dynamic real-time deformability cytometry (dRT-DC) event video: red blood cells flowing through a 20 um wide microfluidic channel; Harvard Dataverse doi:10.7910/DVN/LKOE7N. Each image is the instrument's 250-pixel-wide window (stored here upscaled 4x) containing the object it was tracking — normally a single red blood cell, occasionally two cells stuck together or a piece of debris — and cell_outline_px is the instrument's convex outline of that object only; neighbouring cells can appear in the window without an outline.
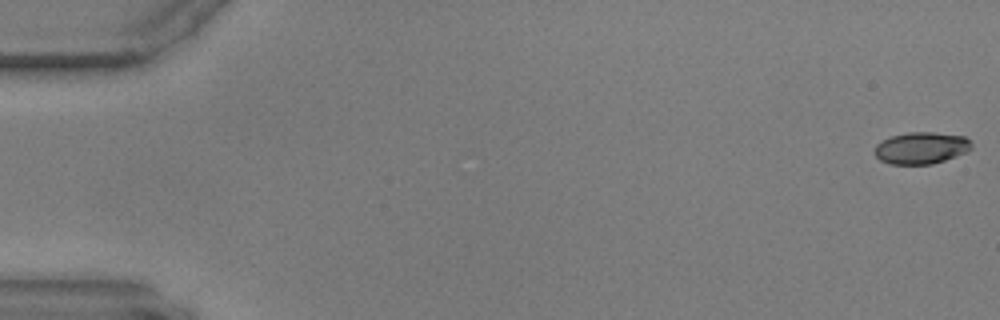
{"species": "common noctule bat (a hibernating species)", "species_latin": "Nyctalus noctula", "temperature_condition": "warm", "stored_images_in_passage": 58, "camera_frame_rate_fps": 3000, "um_per_image_px": 0.085, "animal": {"sex": "male", "body_mass_g": 17.9, "forearm_length_mm": 54.2}, "frame": {"image": 1, "passage_image": 1, "time_ms": 0.0, "image_size_px": [1000, 320], "cell_outline_px": [[972, 148], [968, 152], [932, 164], [888, 164], [880, 160], [876, 156], [876, 144], [892, 136], [908, 132], [932, 132], [964, 136], [972, 140]], "centroid_in_image_um": [78.35, 12.58], "position_along_channel_um": 6.7, "area_um2": 17.98}}
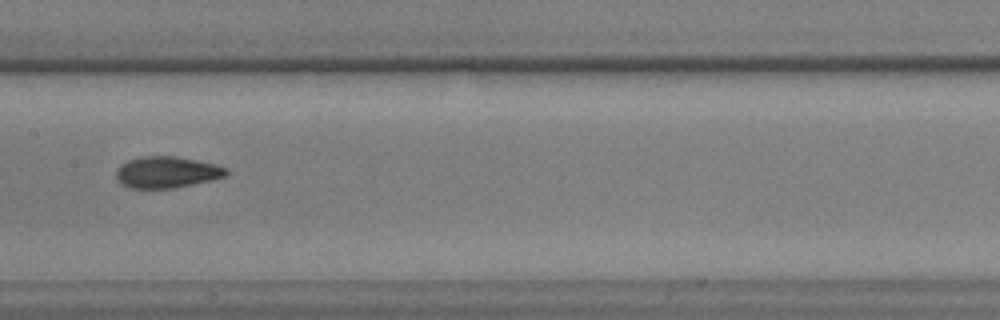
{"frame": {"image": 2, "passage_image": 30, "time_ms": 9.667, "image_size_px": [1000, 320], "cell_outline_px": [[228, 176], [212, 180], [172, 188], [128, 188], [120, 184], [116, 180], [116, 168], [120, 164], [128, 160], [140, 156], [176, 156], [216, 164], [228, 168]], "centroid_in_image_um": [14.16, 14.63], "position_along_channel_um": 193.2, "area_um2": 20.46}}
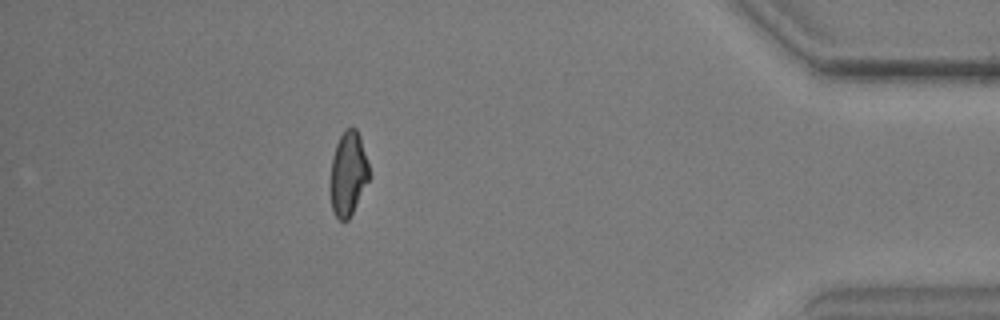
{"frame": {"image": 3, "passage_image": 52, "time_ms": 17.0, "image_size_px": [1000, 320], "cell_outline_px": [[372, 176], [348, 220], [340, 220], [336, 216], [332, 208], [328, 188], [332, 156], [336, 144], [344, 128], [356, 128], [360, 136]], "centroid_in_image_um": [29.59, 14.76], "position_along_channel_um": 405.6, "area_um2": 19.59}}